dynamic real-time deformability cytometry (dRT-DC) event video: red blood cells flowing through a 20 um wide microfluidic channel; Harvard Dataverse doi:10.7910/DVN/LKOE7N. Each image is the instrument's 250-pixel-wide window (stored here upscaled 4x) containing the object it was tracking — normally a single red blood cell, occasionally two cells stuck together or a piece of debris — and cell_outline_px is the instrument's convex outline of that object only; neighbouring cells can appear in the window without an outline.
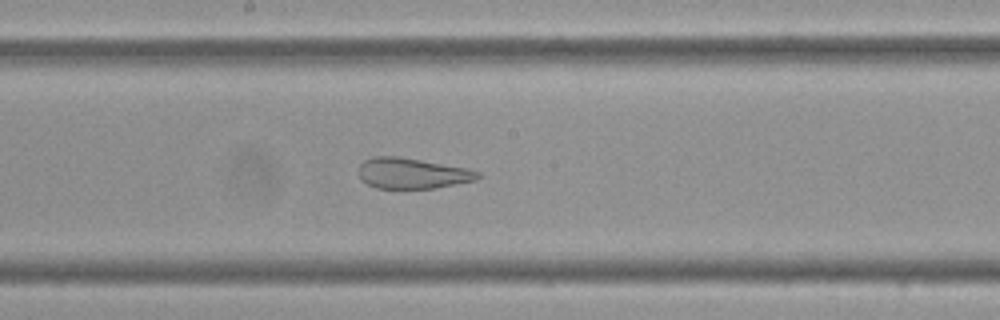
{"species": "Egyptian fruit bat (a non-hibernating species)", "species_latin": "Rousettus aegyptiacus", "temperature_condition": "cold", "stored_images_in_passage": 58, "camera_frame_rate_fps": 3000, "um_per_image_px": 0.085, "frame": {"image": 1, "passage_image": 31, "time_ms": 10.0, "image_size_px": [1000, 320], "cell_outline_px": [[480, 176], [476, 180], [436, 188], [376, 188], [368, 184], [360, 176], [360, 164], [364, 160], [376, 156], [400, 156], [468, 168], [480, 172]], "centroid_in_image_um": [35.08, 14.72], "position_along_channel_um": 213.1, "area_um2": 21.21}}
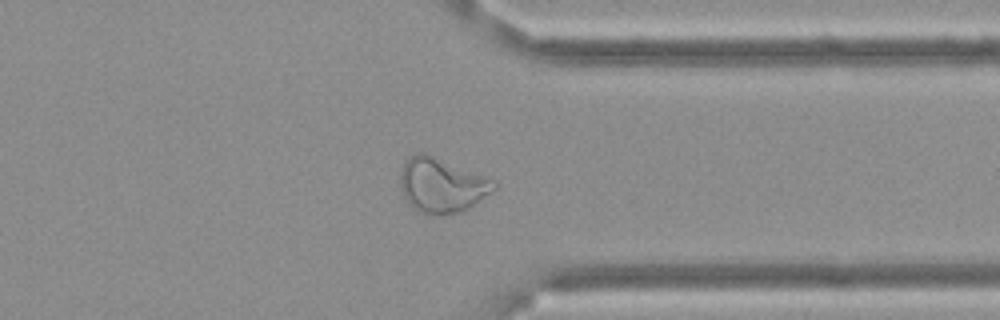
{"frame": {"image": 2, "passage_image": 45, "time_ms": 14.667, "image_size_px": [1000, 320], "cell_outline_px": [[496, 188], [492, 192], [464, 212], [420, 212], [408, 204], [400, 188], [400, 172], [404, 160], [416, 152], [424, 152], [488, 176], [496, 184]], "centroid_in_image_um": [37.54, 15.69], "position_along_channel_um": 373.9, "area_um2": 29.77}}
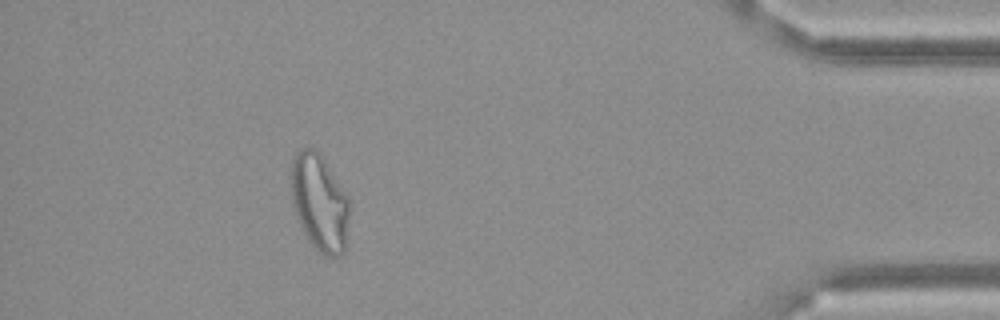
{"frame": {"image": 3, "passage_image": 52, "time_ms": 17.0, "image_size_px": [1000, 320], "cell_outline_px": [[348, 240], [344, 252], [340, 256], [328, 256], [320, 252], [308, 240], [300, 224], [292, 204], [292, 160], [296, 152], [300, 148], [316, 148], [320, 152], [348, 196]], "centroid_in_image_um": [27.18, 17.21], "position_along_channel_um": 408.0, "area_um2": 32.95}}